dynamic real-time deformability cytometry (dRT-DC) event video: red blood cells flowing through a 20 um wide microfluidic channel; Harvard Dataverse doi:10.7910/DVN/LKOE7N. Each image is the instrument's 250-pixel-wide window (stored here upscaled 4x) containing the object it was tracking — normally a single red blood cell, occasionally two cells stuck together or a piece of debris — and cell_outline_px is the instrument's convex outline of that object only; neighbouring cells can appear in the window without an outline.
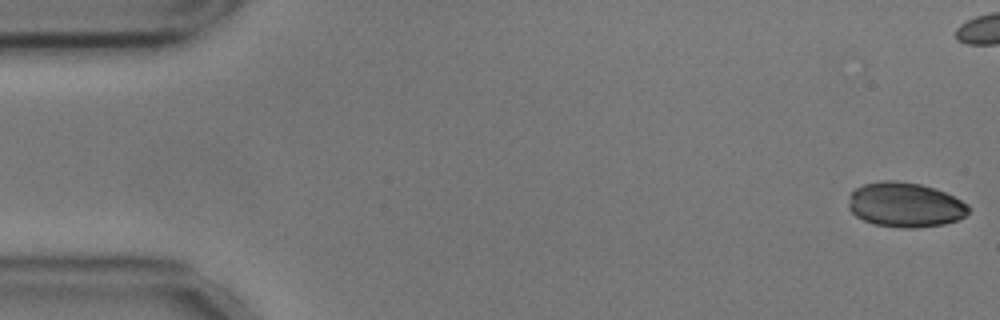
{"species": "common noctule bat (a hibernating species)", "species_latin": "Nyctalus noctula", "temperature_condition": "cold", "stored_images_in_passage": 13, "camera_frame_rate_fps": 3000, "um_per_image_px": 0.085, "animal": {"sex": "male", "body_mass_g": 17.9, "forearm_length_mm": 54.2}, "frame": {"image": 1, "passage_image": 1, "time_ms": 0.0, "image_size_px": [1000, 320], "cell_outline_px": [[972, 208], [964, 216], [956, 220], [944, 224], [916, 228], [904, 228], [876, 224], [864, 220], [856, 216], [848, 208], [848, 196], [856, 188], [864, 184], [880, 180], [896, 180], [920, 184], [936, 188], [968, 204]], "centroid_in_image_um": [76.93, 17.4], "position_along_channel_um": 8.1, "area_um2": 31.39}}